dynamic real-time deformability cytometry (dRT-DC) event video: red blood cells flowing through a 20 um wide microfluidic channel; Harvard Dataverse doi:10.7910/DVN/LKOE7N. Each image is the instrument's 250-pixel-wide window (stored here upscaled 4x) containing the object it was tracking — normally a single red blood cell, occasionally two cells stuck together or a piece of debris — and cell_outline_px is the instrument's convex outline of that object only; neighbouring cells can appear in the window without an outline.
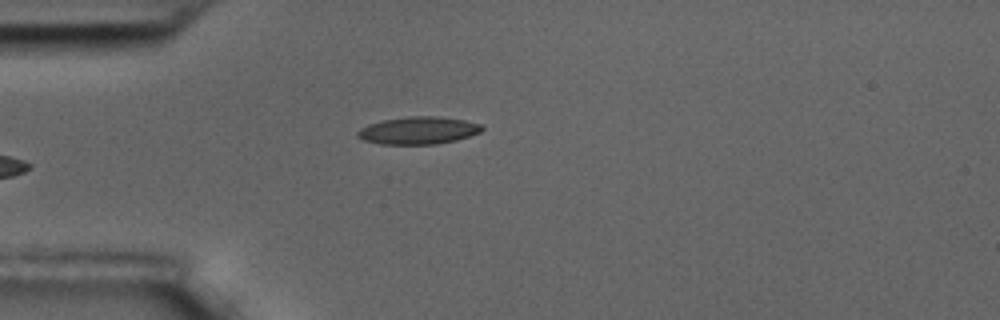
{"species": "common noctule bat (a hibernating species)", "species_latin": "Nyctalus noctula", "temperature_condition": "room temperature", "stored_images_in_passage": 6, "camera_frame_rate_fps": 3000, "um_per_image_px": 0.085, "animal": {"sex": "male", "body_mass_g": 17.5, "forearm_length_mm": 52.3}, "frame": {"image": 1, "passage_image": 6, "time_ms": 1.667, "image_size_px": [1000, 320], "cell_outline_px": [[484, 128], [480, 132], [456, 140], [436, 144], [380, 144], [364, 140], [356, 136], [356, 132], [360, 128], [368, 124], [384, 120], [408, 116], [436, 116], [464, 120], [480, 124]], "centroid_in_image_um": [35.53, 11.09], "position_along_channel_um": 49.5, "area_um2": 19.83}}